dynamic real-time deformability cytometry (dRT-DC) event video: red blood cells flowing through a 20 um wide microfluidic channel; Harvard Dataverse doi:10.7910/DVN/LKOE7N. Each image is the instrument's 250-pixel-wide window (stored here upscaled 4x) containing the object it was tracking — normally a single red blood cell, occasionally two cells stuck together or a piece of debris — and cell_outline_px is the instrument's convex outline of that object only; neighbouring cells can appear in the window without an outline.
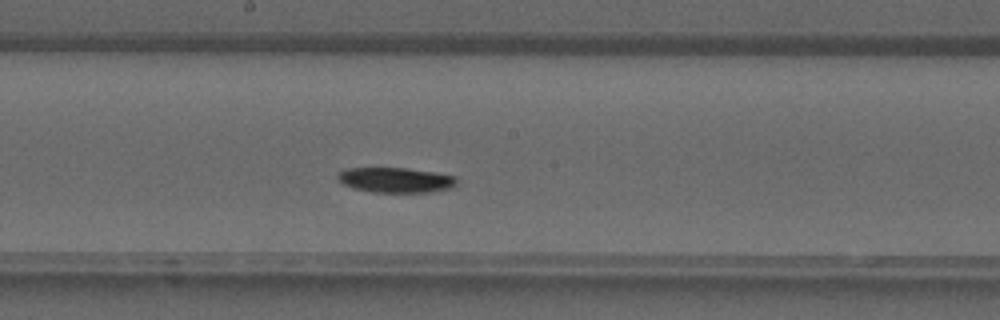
{"species": "common noctule bat (a hibernating species)", "species_latin": "Nyctalus noctula", "temperature_condition": "warm", "stored_images_in_passage": 34, "camera_frame_rate_fps": 3000, "um_per_image_px": 0.085, "animal": {"sex": "male", "forearm_length_mm": 52.5}, "frame": {"image": 1, "passage_image": 16, "time_ms": 5.0, "image_size_px": [1000, 320], "cell_outline_px": [[456, 184], [452, 188], [432, 192], [372, 192], [356, 188], [344, 184], [336, 176], [336, 172], [348, 168], [408, 168], [436, 172], [456, 176]], "centroid_in_image_um": [33.66, 15.29], "position_along_channel_um": 214.5, "area_um2": 17.46}}
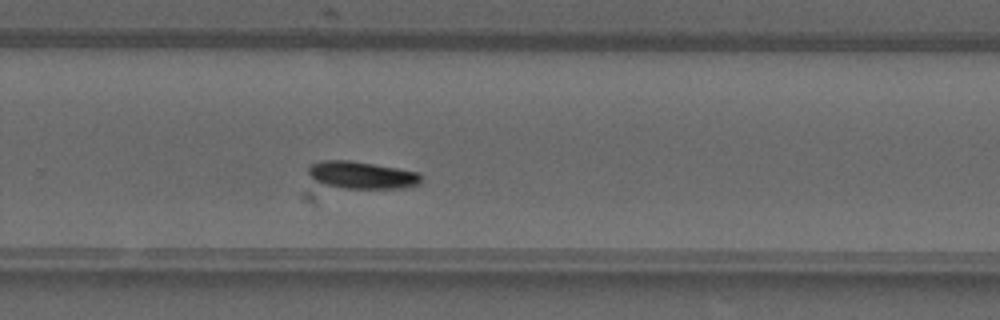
{"frame": {"image": 2, "passage_image": 21, "time_ms": 6.667, "image_size_px": [1000, 320], "cell_outline_px": [[420, 184], [408, 188], [344, 188], [324, 184], [316, 180], [308, 172], [308, 168], [312, 164], [324, 160], [348, 160], [400, 168], [420, 172]], "centroid_in_image_um": [30.82, 14.88], "position_along_channel_um": 299.0, "area_um2": 17.86}}
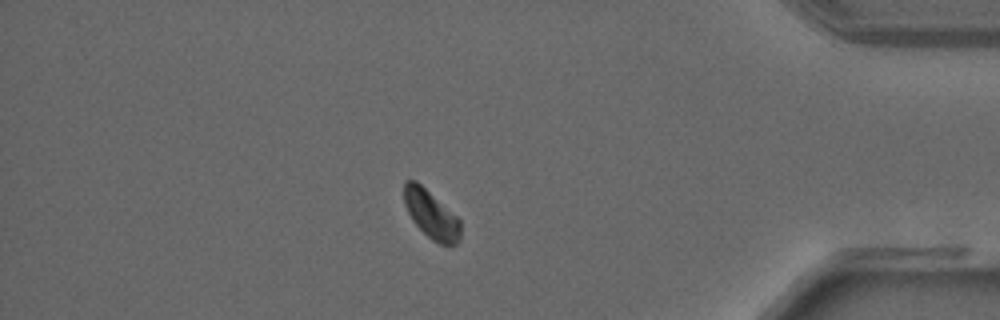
{"frame": {"image": 3, "passage_image": 29, "time_ms": 9.333, "image_size_px": [1000, 320], "cell_outline_px": [[460, 240], [456, 244], [440, 244], [432, 240], [412, 220], [404, 204], [404, 180], [416, 180], [456, 216], [460, 220]], "centroid_in_image_um": [36.63, 18.22], "position_along_channel_um": 398.6, "area_um2": 15.55}}